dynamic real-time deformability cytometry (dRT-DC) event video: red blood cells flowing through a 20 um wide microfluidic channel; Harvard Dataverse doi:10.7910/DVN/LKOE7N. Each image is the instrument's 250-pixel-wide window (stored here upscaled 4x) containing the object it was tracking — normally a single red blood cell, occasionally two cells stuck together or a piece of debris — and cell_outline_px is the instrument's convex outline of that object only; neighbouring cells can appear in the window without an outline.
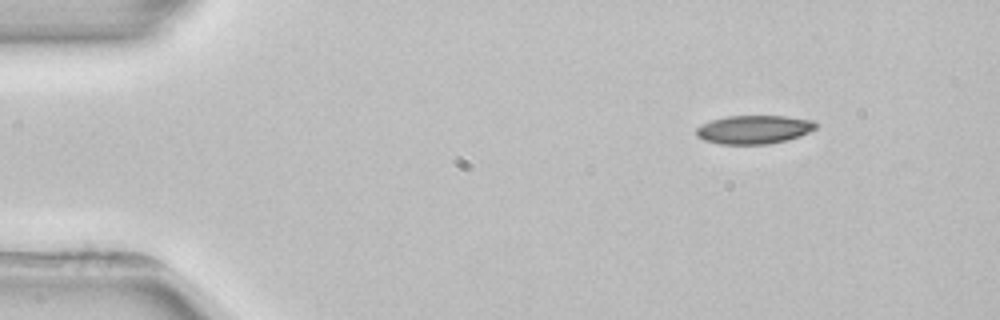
{"species": "common noctule bat (a hibernating species)", "species_latin": "Nyctalus noctula", "temperature_condition": "room temperature", "stored_images_in_passage": 3, "camera_frame_rate_fps": 3000, "um_per_image_px": 0.085, "animal": {"sex": "female", "body_mass_g": 22.7, "forearm_length_mm": 54.2}, "frame": {"image": 1, "passage_image": 1, "time_ms": 0.0, "image_size_px": [1000, 320], "cell_outline_px": [[816, 128], [800, 136], [788, 140], [768, 144], [720, 144], [704, 140], [696, 136], [696, 128], [700, 124], [712, 120], [728, 116], [784, 116], [812, 120], [816, 124]], "centroid_in_image_um": [64.06, 11.01], "position_along_channel_um": 20.9, "area_um2": 19.88}}
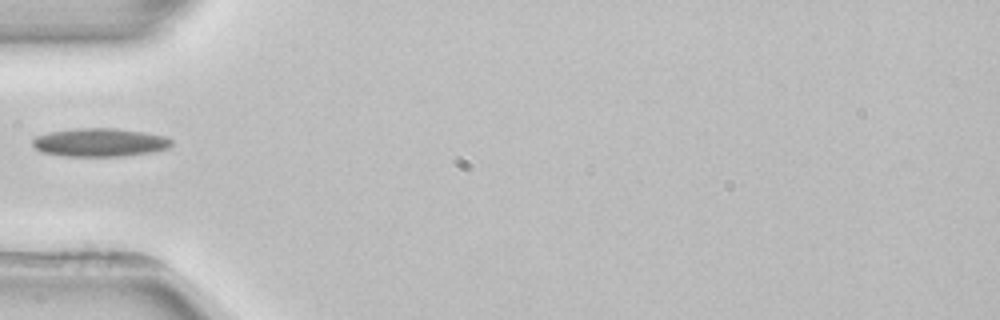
{"frame": {"image": 2, "passage_image": 3, "time_ms": 3.667, "image_size_px": [1000, 320], "cell_outline_px": [[172, 144], [168, 148], [152, 152], [120, 156], [64, 156], [40, 152], [32, 144], [32, 140], [36, 136], [48, 132], [76, 128], [116, 128], [144, 132], [164, 136], [172, 140]], "centroid_in_image_um": [8.46, 12.1], "position_along_channel_um": 76.5, "area_um2": 23.0}}